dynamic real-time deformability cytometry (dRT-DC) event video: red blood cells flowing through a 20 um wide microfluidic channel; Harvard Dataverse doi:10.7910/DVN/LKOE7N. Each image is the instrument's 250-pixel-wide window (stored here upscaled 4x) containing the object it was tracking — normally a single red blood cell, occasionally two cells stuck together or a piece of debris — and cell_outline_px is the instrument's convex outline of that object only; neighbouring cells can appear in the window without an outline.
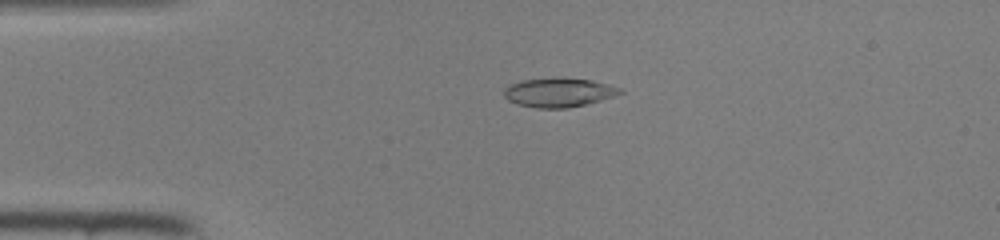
{"species": "common noctule bat (a hibernating species)", "species_latin": "Nyctalus noctula", "temperature_condition": "room temperature", "stored_images_in_passage": 47, "camera_frame_rate_fps": 3000, "um_per_image_px": 0.085, "animal": {"sex": "female", "body_mass_g": 22.0, "forearm_length_mm": 56.7}, "frame": {"image": 1, "passage_image": 11, "time_ms": 3.333, "image_size_px": [1000, 240], "cell_outline_px": [[624, 92], [600, 100], [568, 108], [536, 108], [516, 104], [508, 100], [504, 96], [504, 88], [508, 84], [524, 80], [592, 80], [620, 88]], "centroid_in_image_um": [47.44, 7.9], "position_along_channel_um": 37.6, "area_um2": 18.84}}
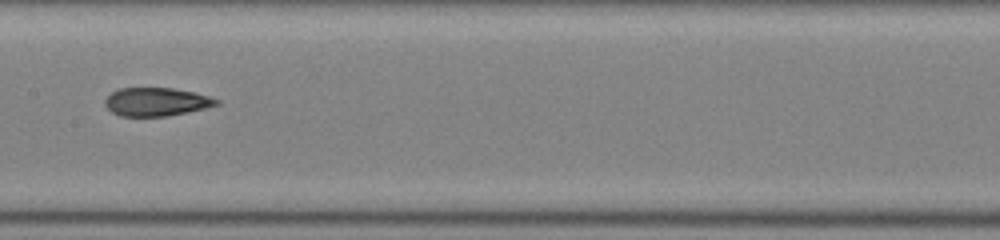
{"frame": {"image": 2, "passage_image": 24, "time_ms": 7.667, "image_size_px": [1000, 240], "cell_outline_px": [[220, 104], [204, 108], [164, 116], [120, 116], [112, 112], [104, 104], [104, 100], [112, 92], [120, 88], [172, 88], [192, 92], [208, 96], [220, 100]], "centroid_in_image_um": [13.26, 8.65], "position_along_channel_um": 194.1, "area_um2": 18.15}}
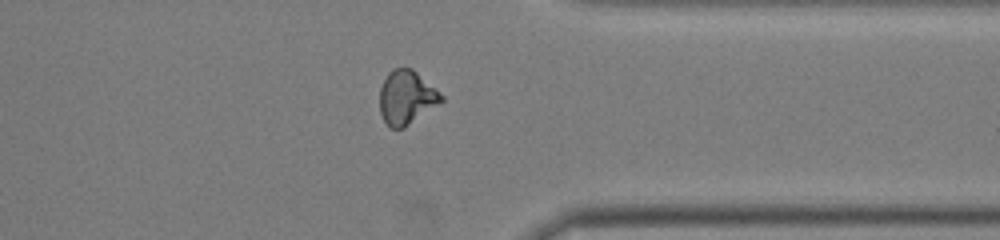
{"frame": {"image": 3, "passage_image": 37, "time_ms": 12.0, "image_size_px": [1000, 240], "cell_outline_px": [[444, 100], [404, 128], [388, 128], [380, 112], [380, 88], [388, 72], [392, 68], [412, 68], [440, 92], [444, 96]], "centroid_in_image_um": [34.54, 8.28], "position_along_channel_um": 376.9, "area_um2": 19.31}}